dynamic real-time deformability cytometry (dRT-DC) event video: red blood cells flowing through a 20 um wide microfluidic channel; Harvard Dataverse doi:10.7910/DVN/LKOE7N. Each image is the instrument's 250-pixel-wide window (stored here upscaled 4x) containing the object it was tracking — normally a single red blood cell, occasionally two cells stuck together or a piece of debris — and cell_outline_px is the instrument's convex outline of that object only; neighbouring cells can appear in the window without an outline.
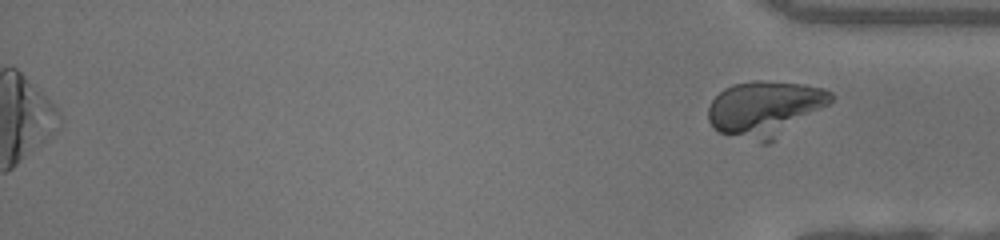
{"species": "human", "species_latin": "Homo sapiens", "temperature_condition": "room temperature", "stored_images_in_passage": 30, "segment_of_instrument_passage": [2, 2], "camera_frame_rate_fps": 3000, "um_per_image_px": 0.085, "donor": {"sex": "female"}, "frame": {"image": 1, "passage_image": 30, "time_ms": 9.667, "image_size_px": [1000, 240], "cell_outline_px": [[836, 96], [828, 104], [776, 140], [768, 144], [760, 144], [716, 132], [712, 128], [708, 120], [708, 108], [712, 100], [724, 88], [732, 84], [756, 80], [760, 80], [804, 84], [824, 88], [832, 92]], "centroid_in_image_um": [65.01, 9.26], "position_along_channel_um": 370.2, "area_um2": 40.29}}